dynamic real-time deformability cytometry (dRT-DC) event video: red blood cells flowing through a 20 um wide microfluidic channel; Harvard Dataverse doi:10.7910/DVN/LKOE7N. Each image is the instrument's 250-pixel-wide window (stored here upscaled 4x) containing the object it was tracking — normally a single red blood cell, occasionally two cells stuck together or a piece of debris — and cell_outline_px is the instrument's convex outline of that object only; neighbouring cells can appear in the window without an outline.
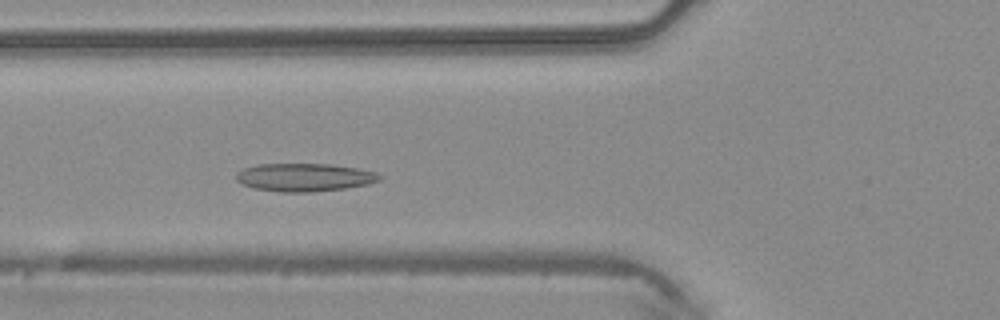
{"species": "common noctule bat (a hibernating species)", "species_latin": "Nyctalus noctula", "temperature_condition": "warm", "stored_images_in_passage": 42, "camera_frame_rate_fps": 3000, "um_per_image_px": 0.085, "animal": {"sex": "male", "body_mass_g": 20.4}, "frame": {"image": 1, "passage_image": 13, "time_ms": 4.0, "image_size_px": [1000, 320], "cell_outline_px": [[384, 176], [380, 180], [368, 184], [348, 188], [312, 192], [280, 192], [256, 188], [240, 184], [236, 180], [236, 172], [244, 168], [256, 164], [332, 164], [356, 168], [376, 172]], "centroid_in_image_um": [25.89, 15.07], "position_along_channel_um": 99.9, "area_um2": 23.64}}
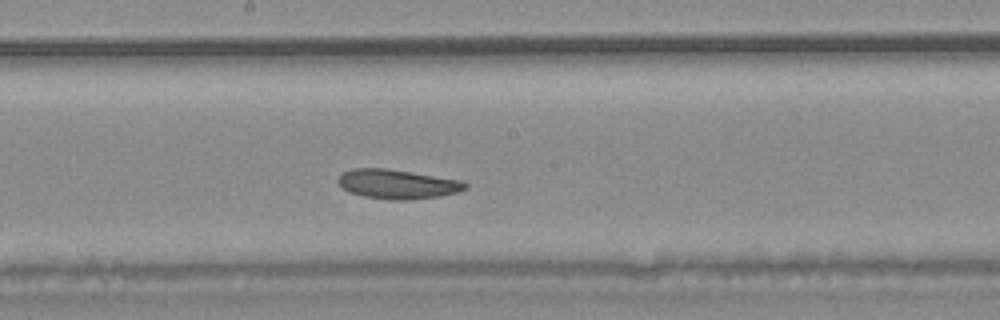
{"frame": {"image": 2, "passage_image": 21, "time_ms": 6.667, "image_size_px": [1000, 320], "cell_outline_px": [[468, 188], [456, 192], [440, 196], [404, 200], [392, 200], [364, 196], [348, 192], [340, 188], [336, 180], [344, 172], [352, 168], [388, 168], [464, 180], [468, 184]], "centroid_in_image_um": [33.78, 15.64], "position_along_channel_um": 214.4, "area_um2": 22.02}}
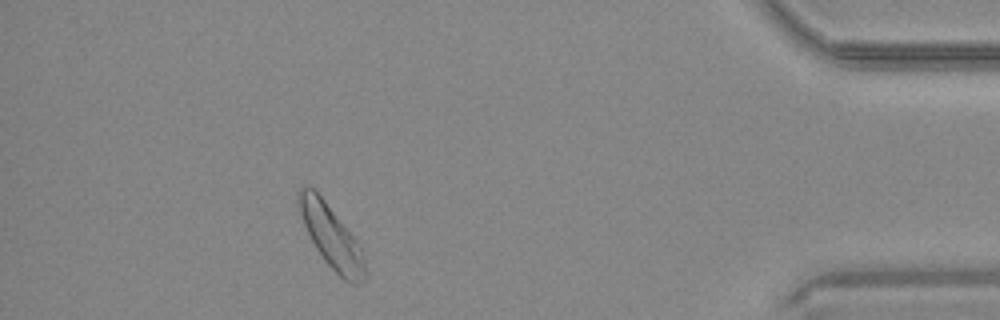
{"frame": {"image": 3, "passage_image": 38, "time_ms": 12.333, "image_size_px": [1000, 320], "cell_outline_px": [[368, 276], [364, 280], [356, 284], [352, 284], [344, 280], [324, 260], [316, 248], [304, 224], [300, 212], [296, 196], [296, 192], [300, 188], [312, 188], [324, 200], [356, 240], [360, 248], [368, 272]], "centroid_in_image_um": [28.18, 20.16], "position_along_channel_um": 407.0, "area_um2": 23.64}}